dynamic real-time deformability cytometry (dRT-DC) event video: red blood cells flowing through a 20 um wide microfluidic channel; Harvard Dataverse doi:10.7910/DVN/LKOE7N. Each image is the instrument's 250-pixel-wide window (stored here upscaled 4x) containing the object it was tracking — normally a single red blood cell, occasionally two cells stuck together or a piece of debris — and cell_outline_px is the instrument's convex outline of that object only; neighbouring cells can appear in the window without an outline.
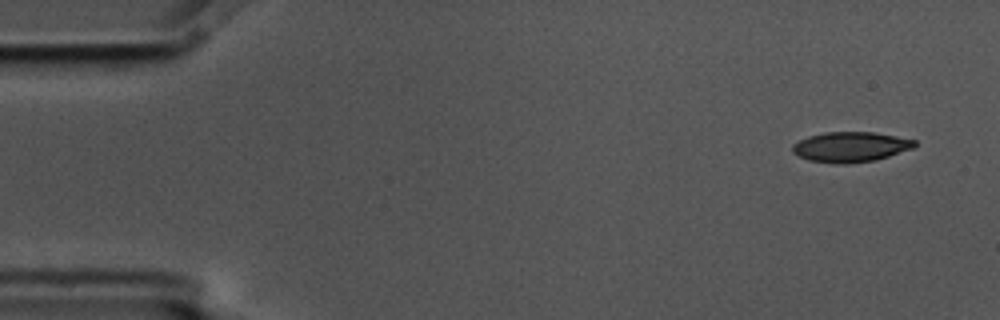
{"species": "common noctule bat (a hibernating species)", "species_latin": "Nyctalus noctula", "temperature_condition": "cold", "stored_images_in_passage": 5, "camera_frame_rate_fps": 3000, "um_per_image_px": 0.085, "animal": {"sex": "male", "body_mass_g": 17.5, "forearm_length_mm": 52.3}, "frame": {"image": 1, "passage_image": 1, "time_ms": 0.0, "image_size_px": [1000, 320], "cell_outline_px": [[916, 144], [912, 148], [876, 160], [844, 164], [840, 164], [808, 160], [792, 152], [792, 144], [808, 136], [824, 132], [872, 132], [896, 136], [916, 140]], "centroid_in_image_um": [72.27, 12.48], "position_along_channel_um": 12.7, "area_um2": 21.33}}
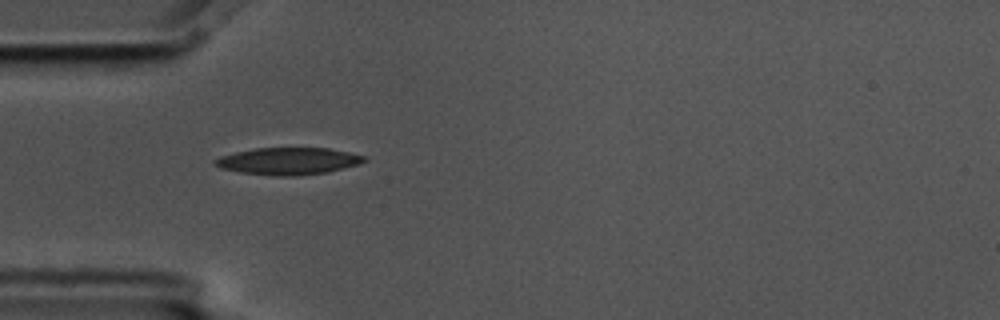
{"frame": {"image": 2, "passage_image": 4, "time_ms": 1.0, "image_size_px": [1000, 320], "cell_outline_px": [[368, 160], [360, 164], [328, 172], [296, 176], [272, 176], [240, 172], [220, 168], [212, 160], [220, 156], [236, 152], [256, 148], [328, 148], [348, 152], [364, 156]], "centroid_in_image_um": [24.51, 13.7], "position_along_channel_um": 60.5, "area_um2": 23.58}}